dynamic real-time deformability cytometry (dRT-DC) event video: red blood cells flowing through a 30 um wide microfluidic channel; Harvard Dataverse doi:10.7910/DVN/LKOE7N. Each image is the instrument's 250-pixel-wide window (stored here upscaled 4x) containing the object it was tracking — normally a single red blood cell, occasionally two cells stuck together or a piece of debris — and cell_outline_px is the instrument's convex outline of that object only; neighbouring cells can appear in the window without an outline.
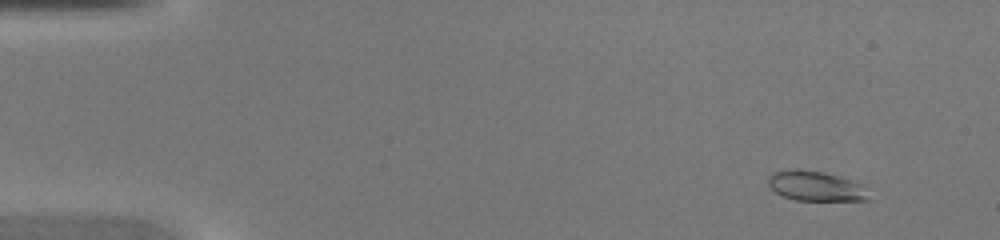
{"species": "common noctule bat (a hibernating species)", "species_latin": "Nyctalus noctula", "temperature_condition": "warm", "stored_images_in_passage": 47, "camera_frame_rate_fps": 3000, "um_per_image_px": 0.085, "animal": {"sex": "female", "body_mass_g": 20.0, "forearm_length_mm": 54.0}, "frame": {"image": 1, "passage_image": 5, "time_ms": 1.333, "image_size_px": [1000, 240], "cell_outline_px": [[872, 200], [796, 200], [784, 196], [776, 192], [768, 184], [768, 176], [772, 172], [796, 168], [824, 172], [860, 184]], "centroid_in_image_um": [69.28, 15.81], "position_along_channel_um": 15.7, "area_um2": 17.22}}
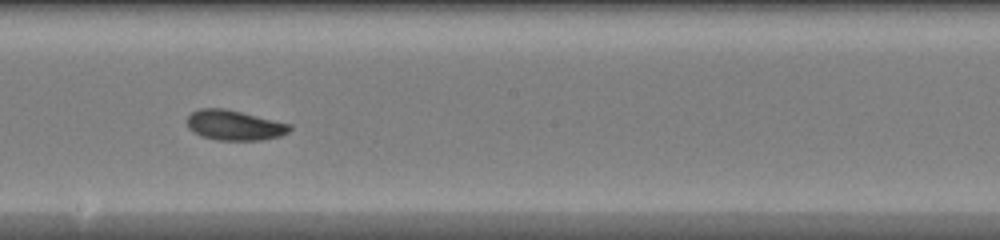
{"frame": {"image": 2, "passage_image": 27, "time_ms": 8.667, "image_size_px": [1000, 240], "cell_outline_px": [[292, 128], [288, 132], [280, 136], [260, 140], [216, 140], [200, 136], [192, 132], [188, 128], [188, 116], [192, 112], [200, 108], [224, 108], [292, 124]], "centroid_in_image_um": [19.91, 10.65], "position_along_channel_um": 228.3, "area_um2": 18.03}}
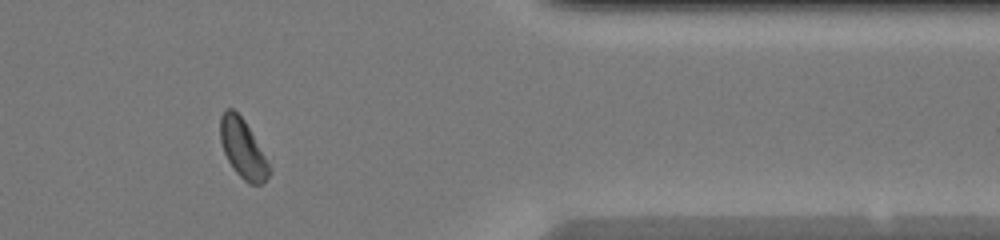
{"frame": {"image": 3, "passage_image": 39, "time_ms": 12.667, "image_size_px": [1000, 240], "cell_outline_px": [[272, 172], [260, 184], [248, 184], [236, 172], [228, 160], [224, 152], [220, 140], [220, 116], [224, 108], [232, 108], [244, 120], [264, 156]], "centroid_in_image_um": [20.6, 12.62], "position_along_channel_um": 390.8, "area_um2": 16.36}}